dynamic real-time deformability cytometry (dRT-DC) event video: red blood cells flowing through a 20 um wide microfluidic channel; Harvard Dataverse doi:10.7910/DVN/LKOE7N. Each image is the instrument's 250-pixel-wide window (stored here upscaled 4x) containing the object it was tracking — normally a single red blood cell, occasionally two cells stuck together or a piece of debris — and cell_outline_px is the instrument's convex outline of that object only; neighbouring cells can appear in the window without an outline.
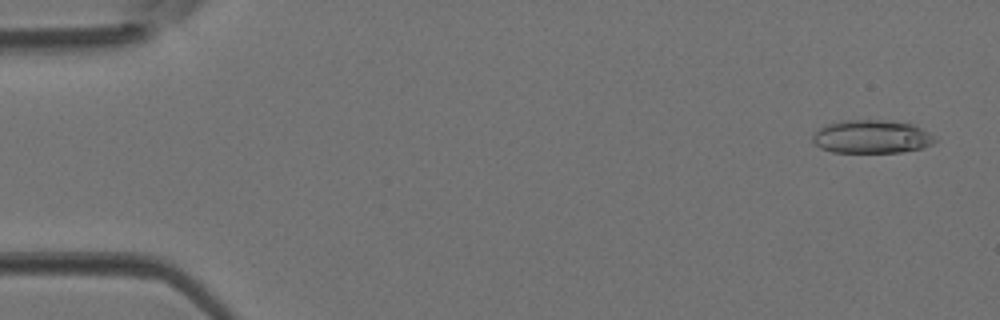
{"species": "Egyptian fruit bat (a non-hibernating species)", "species_latin": "Rousettus aegyptiacus", "temperature_condition": "room temperature", "stored_images_in_passage": 37, "camera_frame_rate_fps": 3000, "um_per_image_px": 0.085, "animal": {"sex": "female"}, "frame": {"image": 1, "passage_image": 2, "time_ms": 0.333, "image_size_px": [1000, 320], "cell_outline_px": [[936, 140], [932, 144], [924, 148], [900, 152], [832, 152], [820, 148], [812, 140], [812, 136], [820, 128], [828, 124], [844, 120], [884, 120], [912, 124], [928, 132]], "centroid_in_image_um": [74.08, 11.62], "position_along_channel_um": 10.9, "area_um2": 23.52}}
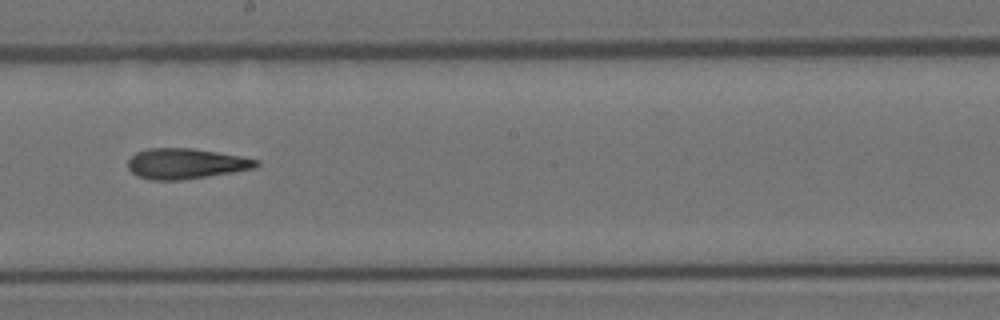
{"frame": {"image": 2, "passage_image": 24, "time_ms": 7.667, "image_size_px": [1000, 320], "cell_outline_px": [[260, 164], [256, 168], [180, 180], [152, 180], [140, 176], [132, 172], [128, 168], [128, 160], [136, 152], [148, 148], [192, 148], [240, 156], [260, 160]], "centroid_in_image_um": [15.79, 13.9], "position_along_channel_um": 232.4, "area_um2": 22.54}}
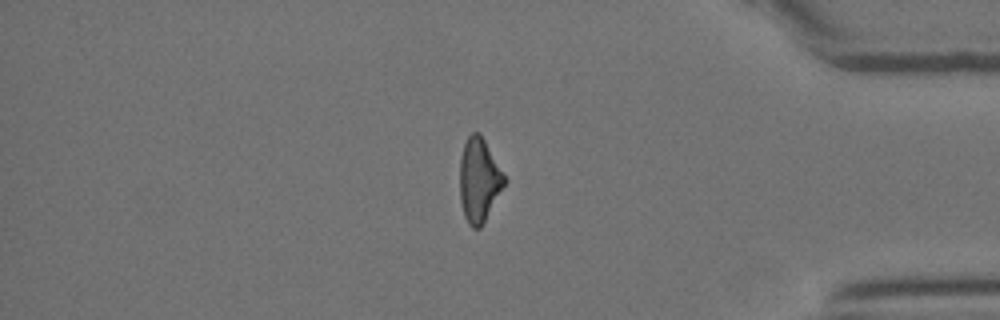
{"frame": {"image": 3, "passage_image": 36, "time_ms": 11.667, "image_size_px": [1000, 320], "cell_outline_px": [[508, 180], [480, 228], [472, 228], [468, 224], [464, 216], [460, 200], [460, 156], [464, 144], [468, 136], [472, 132], [480, 132]], "centroid_in_image_um": [40.72, 15.29], "position_along_channel_um": 394.5, "area_um2": 21.91}}